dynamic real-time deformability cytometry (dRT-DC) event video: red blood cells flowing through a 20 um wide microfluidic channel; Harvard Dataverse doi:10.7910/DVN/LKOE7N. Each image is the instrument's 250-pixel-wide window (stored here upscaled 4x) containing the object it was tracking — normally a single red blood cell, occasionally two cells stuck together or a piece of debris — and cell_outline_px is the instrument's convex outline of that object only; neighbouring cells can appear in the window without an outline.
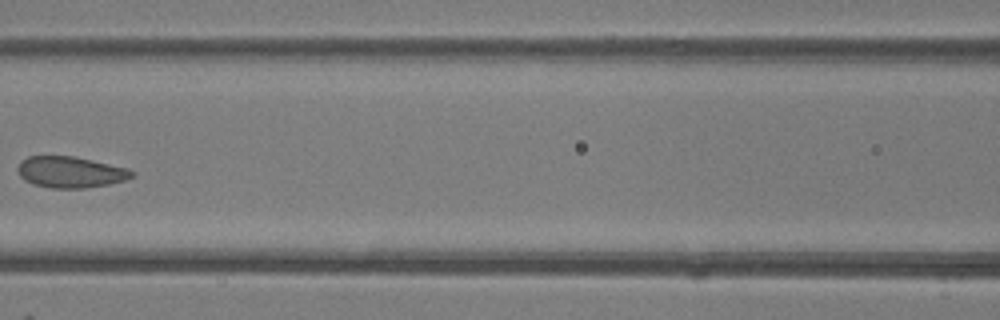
{"species": "common noctule bat (a hibernating species)", "species_latin": "Nyctalus noctula", "temperature_condition": "room temperature", "stored_images_in_passage": 6, "camera_frame_rate_fps": 3000, "um_per_image_px": 0.085, "animal": {"sex": "female"}, "frame": {"image": 1, "passage_image": 6, "time_ms": 1.667, "image_size_px": [1000, 320], "cell_outline_px": [[136, 172], [132, 176], [124, 180], [108, 184], [84, 188], [52, 188], [32, 184], [24, 180], [20, 176], [16, 168], [20, 160], [28, 156], [72, 156], [128, 168]], "centroid_in_image_um": [5.94, 14.63], "position_along_channel_um": 160.7, "area_um2": 20.75}}